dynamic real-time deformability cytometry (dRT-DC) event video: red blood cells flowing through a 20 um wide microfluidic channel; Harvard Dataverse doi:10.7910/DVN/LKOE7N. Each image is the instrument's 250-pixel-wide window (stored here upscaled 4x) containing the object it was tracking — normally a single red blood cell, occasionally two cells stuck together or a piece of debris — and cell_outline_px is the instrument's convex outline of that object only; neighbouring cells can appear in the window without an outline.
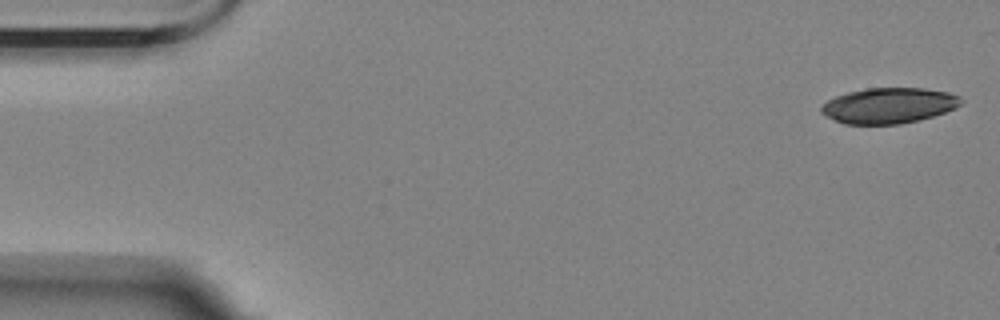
{"species": "Egyptian fruit bat (a non-hibernating species)", "species_latin": "Rousettus aegyptiacus", "temperature_condition": "room temperature", "stored_images_in_passage": 9, "camera_frame_rate_fps": 3000, "um_per_image_px": 0.085, "animal": {"sex": "female"}, "frame": {"image": 1, "passage_image": 1, "time_ms": 0.0, "image_size_px": [1000, 320], "cell_outline_px": [[964, 100], [956, 108], [932, 116], [900, 124], [844, 124], [820, 112], [820, 104], [836, 96], [848, 92], [868, 88], [924, 88], [948, 92], [960, 96]], "centroid_in_image_um": [75.55, 8.96], "position_along_channel_um": 9.5, "area_um2": 28.9}}
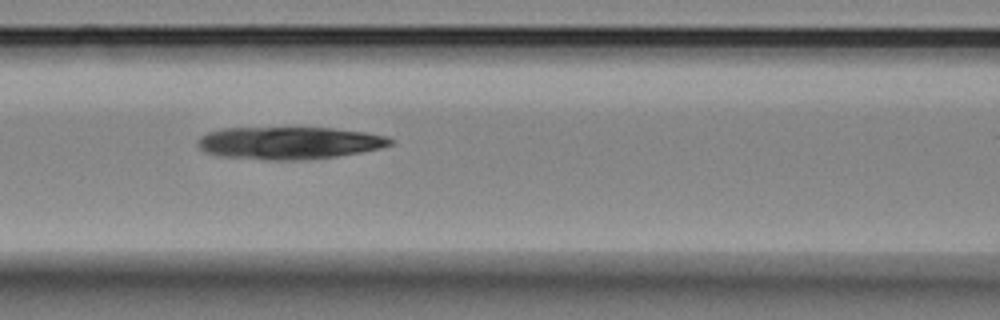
{"frame": {"image": 2, "passage_image": 6, "time_ms": 7.333, "image_size_px": [1000, 320], "cell_outline_px": [[396, 140], [392, 144], [380, 148], [360, 152], [336, 156], [296, 160], [272, 160], [216, 156], [204, 152], [196, 144], [196, 140], [200, 136], [208, 132], [220, 128], [332, 128], [368, 132], [388, 136]], "centroid_in_image_um": [24.55, 12.14], "position_along_channel_um": 142.0, "area_um2": 36.65}}
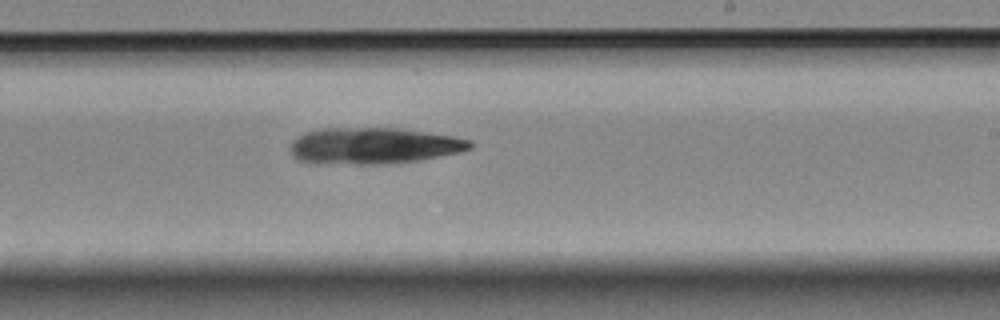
{"frame": {"image": 3, "passage_image": 9, "time_ms": 10.667, "image_size_px": [1000, 320], "cell_outline_px": [[472, 148], [460, 152], [420, 160], [384, 164], [360, 164], [296, 160], [292, 156], [292, 140], [304, 132], [320, 128], [400, 128], [452, 136], [472, 140]], "centroid_in_image_um": [31.79, 12.37], "position_along_channel_um": 257.2, "area_um2": 37.8}}